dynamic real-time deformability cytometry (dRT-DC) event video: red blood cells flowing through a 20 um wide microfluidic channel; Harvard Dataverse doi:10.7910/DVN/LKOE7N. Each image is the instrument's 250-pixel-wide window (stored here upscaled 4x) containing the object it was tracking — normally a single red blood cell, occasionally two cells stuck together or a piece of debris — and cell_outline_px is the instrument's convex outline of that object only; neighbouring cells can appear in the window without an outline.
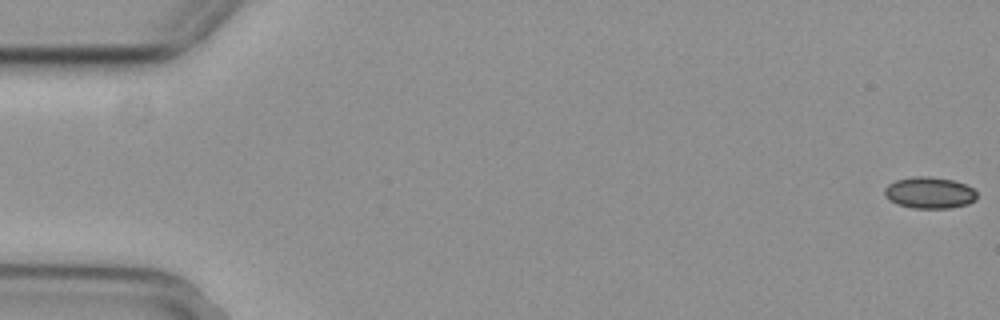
{"species": "common noctule bat (a hibernating species)", "species_latin": "Nyctalus noctula", "temperature_condition": "cold", "stored_images_in_passage": 15, "camera_frame_rate_fps": 3000, "um_per_image_px": 0.085, "animal": {"sex": "female", "body_mass_g": 29.2, "forearm_length_mm": 56.3}, "frame": {"image": 1, "passage_image": 1, "time_ms": 0.0, "image_size_px": [1000, 320], "cell_outline_px": [[976, 200], [968, 204], [948, 208], [912, 208], [896, 204], [888, 200], [884, 196], [884, 188], [888, 184], [896, 180], [912, 176], [928, 176], [952, 180], [964, 184], [972, 188], [976, 192]], "centroid_in_image_um": [78.96, 16.38], "position_along_channel_um": 6.0, "area_um2": 17.05}}
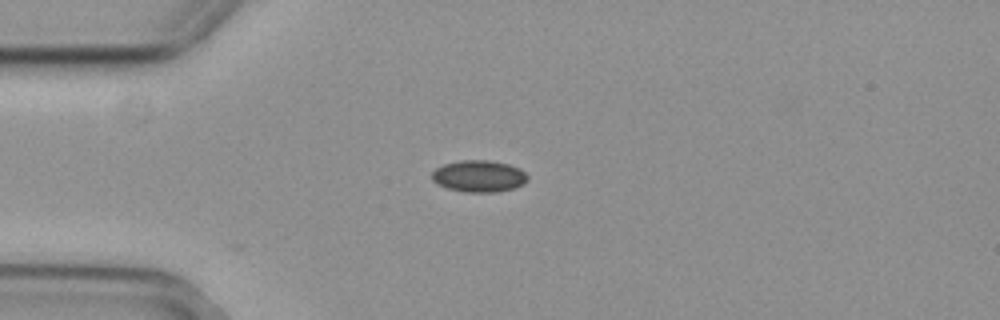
{"frame": {"image": 2, "passage_image": 15, "time_ms": 4.667, "image_size_px": [1000, 320], "cell_outline_px": [[528, 176], [524, 184], [512, 188], [496, 192], [464, 192], [448, 188], [436, 184], [432, 180], [432, 172], [436, 168], [444, 164], [460, 160], [488, 160], [508, 164], [520, 168]], "centroid_in_image_um": [40.69, 14.97], "position_along_channel_um": 44.3, "area_um2": 17.69}}